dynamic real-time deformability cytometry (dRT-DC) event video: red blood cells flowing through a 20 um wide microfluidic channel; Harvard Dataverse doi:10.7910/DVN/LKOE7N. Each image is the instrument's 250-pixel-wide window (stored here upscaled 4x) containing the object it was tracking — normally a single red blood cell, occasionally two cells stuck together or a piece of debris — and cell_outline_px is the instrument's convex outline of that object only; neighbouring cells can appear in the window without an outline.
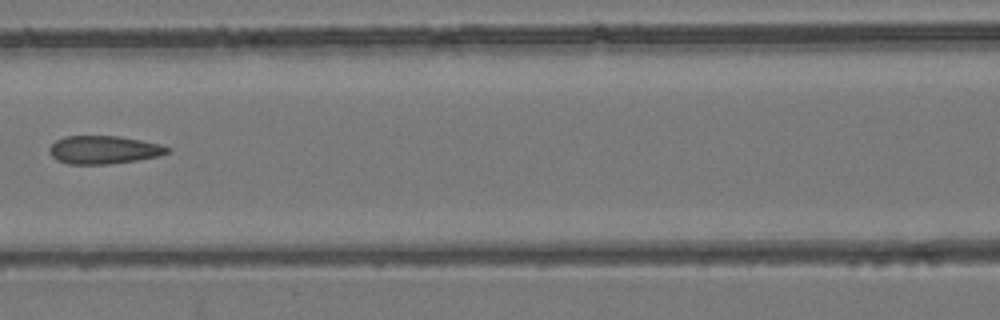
{"species": "common noctule bat (a hibernating species)", "species_latin": "Nyctalus noctula", "temperature_condition": "room temperature", "stored_images_in_passage": 7, "camera_frame_rate_fps": 3000, "um_per_image_px": 0.085, "animal": {"sex": "female", "body_mass_g": 24.6, "forearm_length_mm": 56.2}, "frame": {"image": 1, "passage_image": 6, "time_ms": 1.667, "image_size_px": [1000, 320], "cell_outline_px": [[168, 152], [160, 156], [136, 160], [108, 164], [68, 164], [56, 160], [48, 152], [48, 148], [56, 140], [64, 136], [120, 136], [160, 144], [168, 148]], "centroid_in_image_um": [8.77, 12.73], "position_along_channel_um": 157.8, "area_um2": 19.31}}
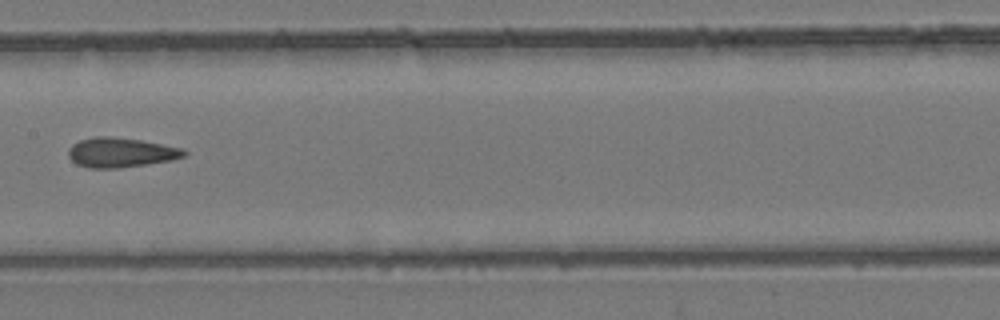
{"frame": {"image": 2, "passage_image": 7, "time_ms": 2.0, "image_size_px": [1000, 320], "cell_outline_px": [[188, 152], [184, 156], [172, 160], [116, 168], [88, 168], [76, 164], [68, 156], [68, 148], [72, 144], [80, 140], [96, 136], [112, 136], [140, 140], [180, 148]], "centroid_in_image_um": [10.21, 12.96], "position_along_channel_um": 197.2, "area_um2": 19.83}}